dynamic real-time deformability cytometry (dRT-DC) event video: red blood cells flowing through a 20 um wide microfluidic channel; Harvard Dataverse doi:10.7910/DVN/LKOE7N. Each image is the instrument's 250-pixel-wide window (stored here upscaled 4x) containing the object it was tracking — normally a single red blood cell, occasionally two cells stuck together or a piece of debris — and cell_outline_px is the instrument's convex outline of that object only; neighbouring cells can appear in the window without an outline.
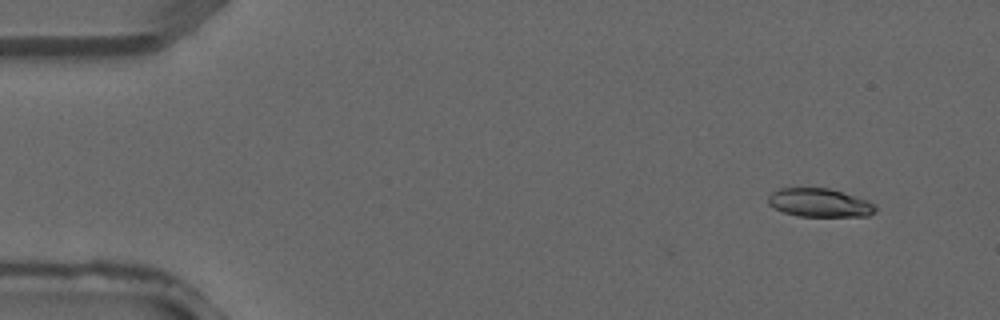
{"species": "common noctule bat (a hibernating species)", "species_latin": "Nyctalus noctula", "temperature_condition": "warm", "stored_images_in_passage": 3, "camera_frame_rate_fps": 3000, "um_per_image_px": 0.085, "animal": {"sex": "male", "forearm_length_mm": 52.5}, "frame": {"image": 1, "passage_image": 1, "time_ms": 0.0, "image_size_px": [1000, 320], "cell_outline_px": [[876, 212], [868, 216], [796, 216], [784, 212], [768, 204], [768, 196], [772, 192], [780, 188], [828, 188], [868, 200], [876, 204]], "centroid_in_image_um": [69.68, 17.24], "position_along_channel_um": 15.3, "area_um2": 17.8}}